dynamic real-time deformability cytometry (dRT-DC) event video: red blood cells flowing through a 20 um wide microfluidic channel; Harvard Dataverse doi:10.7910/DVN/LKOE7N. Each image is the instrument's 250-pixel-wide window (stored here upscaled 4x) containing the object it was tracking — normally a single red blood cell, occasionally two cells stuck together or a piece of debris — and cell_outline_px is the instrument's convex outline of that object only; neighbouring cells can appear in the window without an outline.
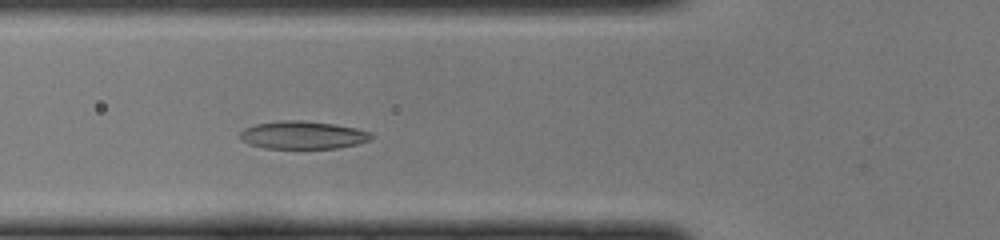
{"species": "common noctule bat (a hibernating species)", "species_latin": "Nyctalus noctula", "temperature_condition": "cold", "stored_images_in_passage": 39, "camera_frame_rate_fps": 3000, "um_per_image_px": 0.085, "animal": {"sex": "female", "body_mass_g": 22.0, "forearm_length_mm": 56.7}, "frame": {"image": 1, "passage_image": 9, "time_ms": 2.667, "image_size_px": [1000, 240], "cell_outline_px": [[372, 136], [368, 140], [356, 144], [340, 148], [264, 148], [248, 144], [240, 140], [240, 132], [244, 128], [256, 124], [280, 120], [300, 120], [332, 124], [356, 128], [372, 132]], "centroid_in_image_um": [25.7, 11.48], "position_along_channel_um": 100.1, "area_um2": 21.27}}
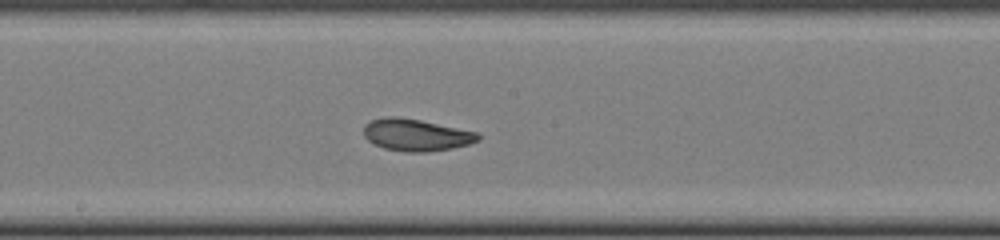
{"frame": {"image": 2, "passage_image": 17, "time_ms": 5.333, "image_size_px": [1000, 240], "cell_outline_px": [[480, 140], [468, 144], [452, 148], [428, 152], [404, 152], [384, 148], [368, 140], [364, 136], [364, 124], [372, 120], [388, 116], [396, 116], [420, 120], [480, 132]], "centroid_in_image_um": [35.4, 11.47], "position_along_channel_um": 212.8, "area_um2": 21.39}}
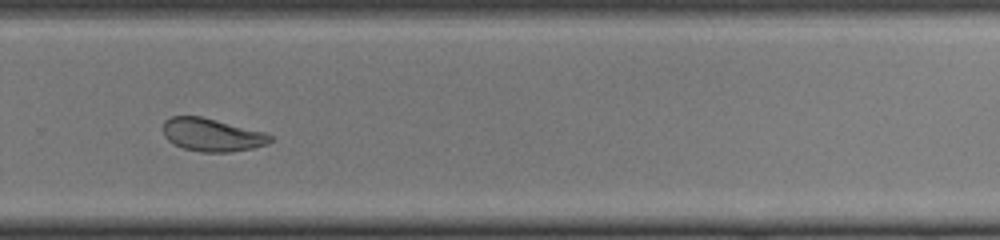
{"frame": {"image": 3, "passage_image": 24, "time_ms": 7.667, "image_size_px": [1000, 240], "cell_outline_px": [[272, 140], [268, 144], [252, 148], [228, 152], [200, 152], [184, 148], [172, 144], [164, 136], [164, 120], [172, 116], [200, 116], [264, 132], [272, 136]], "centroid_in_image_um": [18.0, 11.47], "position_along_channel_um": 311.8, "area_um2": 20.46}}